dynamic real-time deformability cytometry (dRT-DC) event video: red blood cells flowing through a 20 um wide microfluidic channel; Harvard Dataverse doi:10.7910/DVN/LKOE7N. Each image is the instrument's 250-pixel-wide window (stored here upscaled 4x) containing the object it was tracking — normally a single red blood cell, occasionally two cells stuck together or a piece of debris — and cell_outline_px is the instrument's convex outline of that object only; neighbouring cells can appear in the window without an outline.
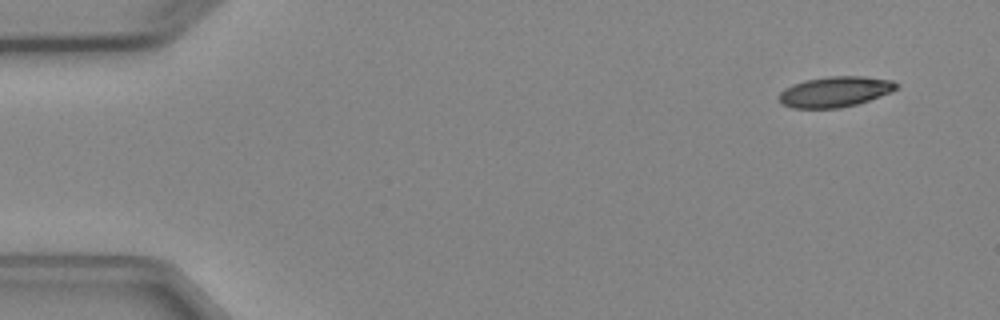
{"species": "Egyptian fruit bat (a non-hibernating species)", "species_latin": "Rousettus aegyptiacus", "temperature_condition": "cold", "stored_images_in_passage": 4, "camera_frame_rate_fps": 3000, "um_per_image_px": 0.085, "animal": {"sex": "female"}, "frame": {"image": 1, "passage_image": 1, "time_ms": 0.0, "image_size_px": [1000, 320], "cell_outline_px": [[900, 84], [892, 92], [856, 104], [840, 108], [792, 108], [780, 104], [780, 92], [784, 88], [792, 84], [808, 80], [828, 76], [864, 76], [892, 80]], "centroid_in_image_um": [70.98, 7.79], "position_along_channel_um": 14.0, "area_um2": 20.87}}
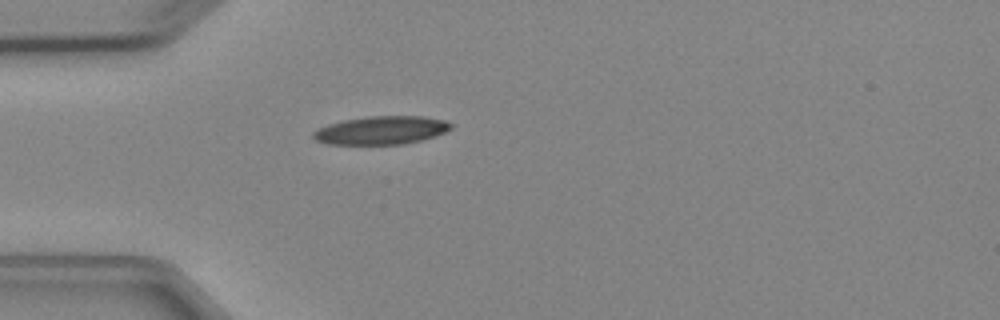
{"frame": {"image": 2, "passage_image": 4, "time_ms": 3.667, "image_size_px": [1000, 320], "cell_outline_px": [[452, 128], [436, 136], [404, 144], [328, 144], [316, 140], [312, 136], [312, 132], [328, 124], [344, 120], [368, 116], [424, 116], [444, 120], [452, 124]], "centroid_in_image_um": [32.42, 11.07], "position_along_channel_um": 52.6, "area_um2": 22.6}}